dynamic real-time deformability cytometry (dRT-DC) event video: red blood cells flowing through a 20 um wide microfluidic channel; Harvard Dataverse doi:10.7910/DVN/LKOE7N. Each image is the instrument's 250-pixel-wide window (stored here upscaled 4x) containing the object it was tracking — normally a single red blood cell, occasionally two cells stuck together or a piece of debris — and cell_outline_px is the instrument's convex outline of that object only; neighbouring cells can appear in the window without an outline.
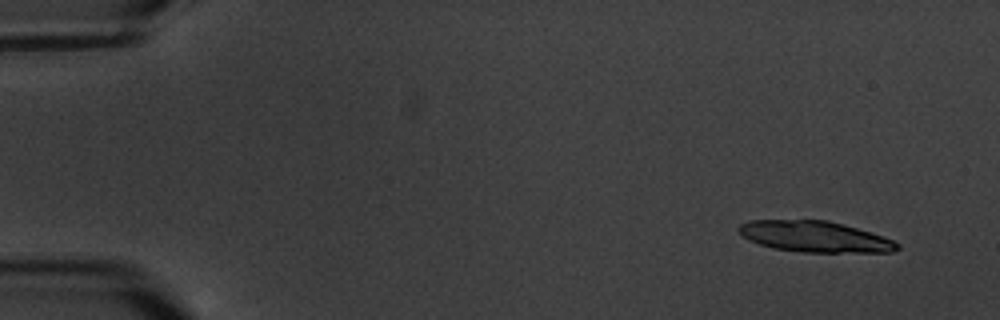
{"species": "common noctule bat (a hibernating species)", "species_latin": "Nyctalus noctula", "temperature_condition": "warm", "stored_images_in_passage": 10, "camera_frame_rate_fps": 3000, "um_per_image_px": 0.085, "animal": {"sex": "male", "body_mass_g": 20.1, "forearm_length_mm": 53.5}, "frame": {"image": 1, "passage_image": 1, "time_ms": 0.0, "image_size_px": [1000, 320], "cell_outline_px": [[900, 248], [892, 252], [804, 252], [772, 248], [748, 240], [736, 228], [740, 224], [748, 220], [828, 220], [872, 232], [892, 240], [900, 244]], "centroid_in_image_um": [69.26, 20.11], "position_along_channel_um": 15.7, "area_um2": 28.61}}
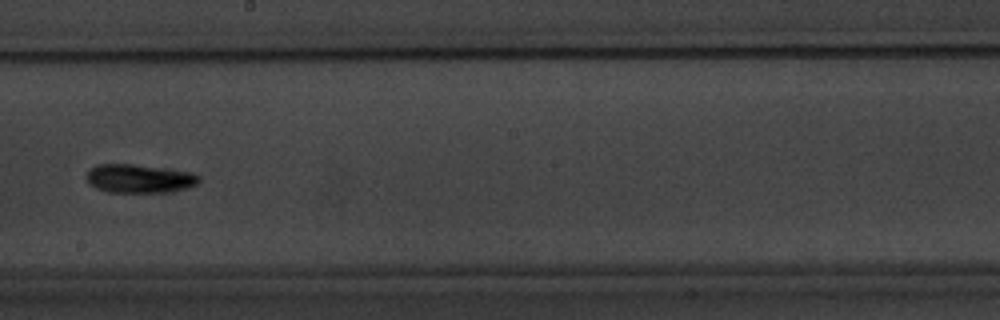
{"frame": {"image": 2, "passage_image": 10, "time_ms": 10.333, "image_size_px": [1000, 320], "cell_outline_px": [[200, 180], [196, 184], [188, 188], [172, 192], [108, 192], [96, 188], [88, 184], [84, 176], [96, 164], [132, 164], [196, 172], [200, 176]], "centroid_in_image_um": [11.86, 15.18], "position_along_channel_um": 236.3, "area_um2": 19.07}}